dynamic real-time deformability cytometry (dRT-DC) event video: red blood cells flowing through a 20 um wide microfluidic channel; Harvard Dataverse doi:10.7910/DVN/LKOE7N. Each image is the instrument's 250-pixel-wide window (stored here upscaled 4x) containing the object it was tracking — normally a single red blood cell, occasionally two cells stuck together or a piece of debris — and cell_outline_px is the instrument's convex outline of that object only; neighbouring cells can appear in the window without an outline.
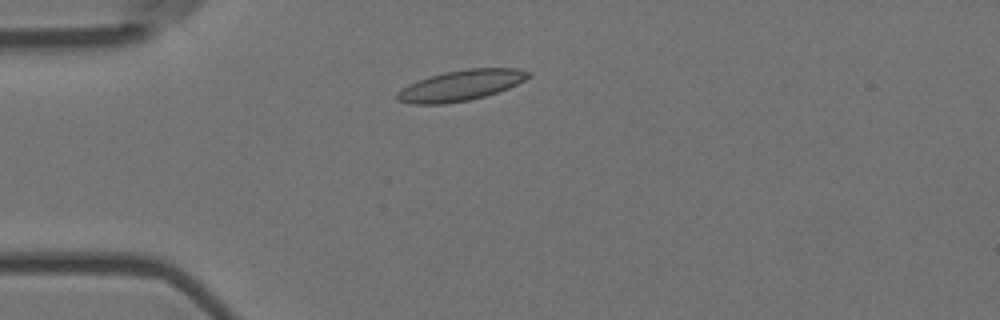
{"species": "Egyptian fruit bat (a non-hibernating species)", "species_latin": "Rousettus aegyptiacus", "temperature_condition": "room temperature", "stored_images_in_passage": 9, "camera_frame_rate_fps": 3000, "um_per_image_px": 0.085, "animal": {"sex": "female"}, "frame": {"image": 1, "passage_image": 2, "time_ms": 0.333, "image_size_px": [1000, 320], "cell_outline_px": [[532, 76], [508, 88], [484, 96], [468, 100], [444, 104], [412, 104], [396, 100], [396, 92], [428, 76], [444, 72], [468, 68], [516, 68], [532, 72]], "centroid_in_image_um": [39.19, 7.25], "position_along_channel_um": 45.8, "area_um2": 23.24}}
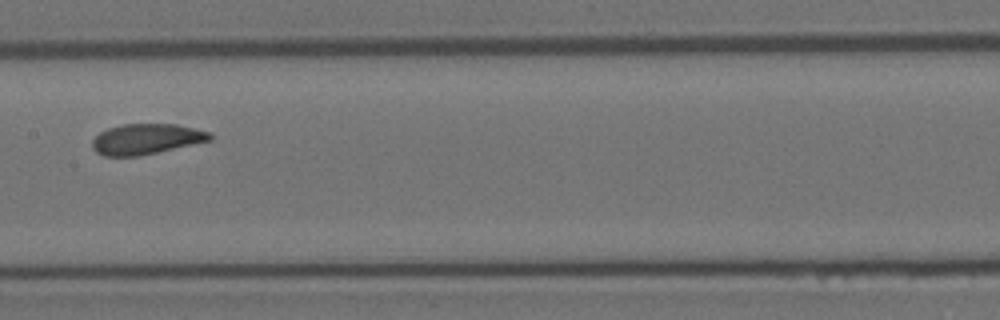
{"frame": {"image": 2, "passage_image": 6, "time_ms": 1.667, "image_size_px": [1000, 320], "cell_outline_px": [[212, 140], [156, 152], [136, 156], [104, 156], [96, 152], [92, 148], [92, 140], [100, 132], [108, 128], [124, 124], [176, 124], [208, 132], [212, 136]], "centroid_in_image_um": [12.39, 11.82], "position_along_channel_um": 195.0, "area_um2": 20.63}}
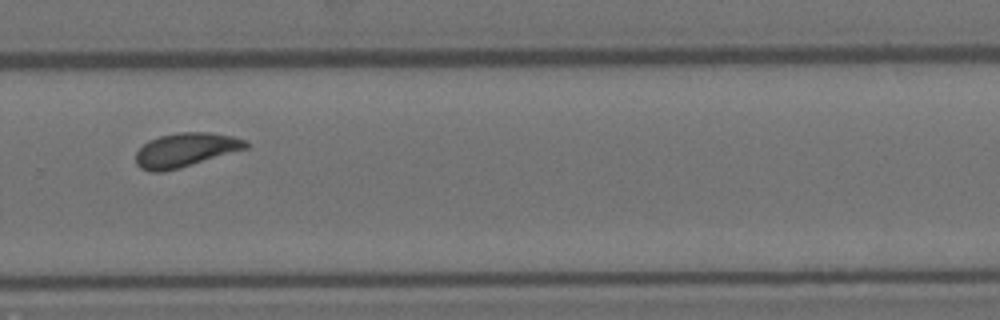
{"frame": {"image": 3, "passage_image": 9, "time_ms": 2.667, "image_size_px": [1000, 320], "cell_outline_px": [[248, 148], [180, 168], [164, 172], [148, 172], [140, 168], [136, 164], [136, 152], [148, 140], [160, 136], [180, 132], [208, 132], [232, 136], [248, 140]], "centroid_in_image_um": [15.76, 12.75], "position_along_channel_um": 314.0, "area_um2": 21.91}}